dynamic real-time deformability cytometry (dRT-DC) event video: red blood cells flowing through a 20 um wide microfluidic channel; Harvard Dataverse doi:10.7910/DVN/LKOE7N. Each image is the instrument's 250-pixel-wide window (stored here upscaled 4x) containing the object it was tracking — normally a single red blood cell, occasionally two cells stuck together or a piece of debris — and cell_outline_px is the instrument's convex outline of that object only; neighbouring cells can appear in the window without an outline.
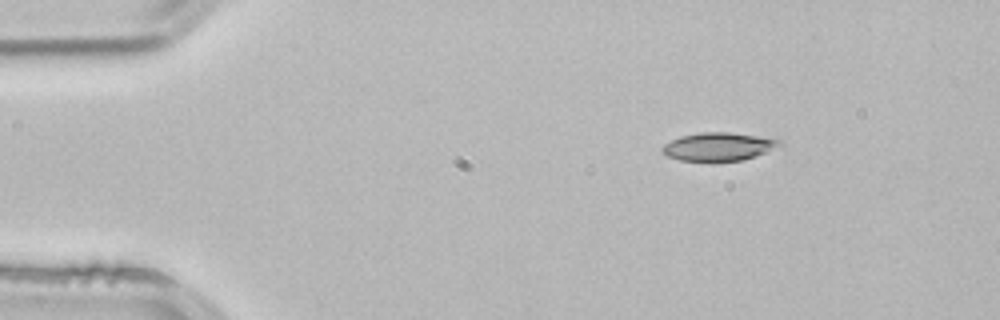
{"species": "common noctule bat (a hibernating species)", "species_latin": "Nyctalus noctula", "temperature_condition": "room temperature", "stored_images_in_passage": 2, "camera_frame_rate_fps": 3000, "um_per_image_px": 0.085, "animal": {"sex": "male", "body_mass_g": 21.5, "forearm_length_mm": 52.0}, "frame": {"image": 1, "passage_image": 1, "time_ms": 0.0, "image_size_px": [1000, 320], "cell_outline_px": [[784, 144], [744, 160], [708, 164], [680, 160], [668, 156], [660, 152], [660, 148], [664, 144], [680, 136], [704, 132], [728, 132], [756, 136], [780, 140]], "centroid_in_image_um": [61.0, 12.51], "position_along_channel_um": 24.0, "area_um2": 19.77}}